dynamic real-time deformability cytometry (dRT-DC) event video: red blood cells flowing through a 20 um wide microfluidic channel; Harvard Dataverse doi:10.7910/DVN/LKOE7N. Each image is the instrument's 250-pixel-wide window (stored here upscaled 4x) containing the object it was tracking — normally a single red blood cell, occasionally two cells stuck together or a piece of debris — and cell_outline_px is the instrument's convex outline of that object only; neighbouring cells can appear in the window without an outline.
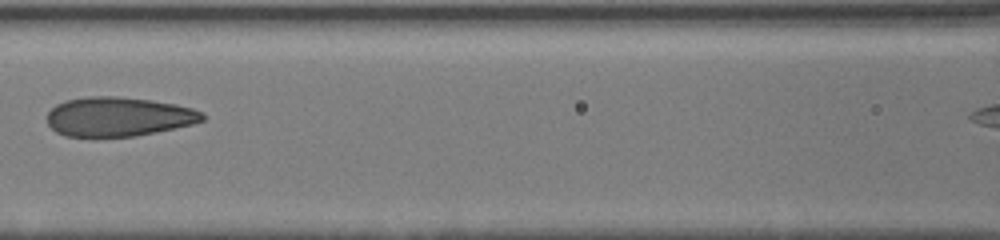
{"species": "human", "species_latin": "Homo sapiens", "temperature_condition": "cold", "stored_images_in_passage": 23, "camera_frame_rate_fps": 3000, "um_per_image_px": 0.085, "donor": {"sex": "male"}, "frame": {"image": 1, "passage_image": 7, "time_ms": 6.333, "image_size_px": [1000, 240], "cell_outline_px": [[204, 120], [192, 124], [176, 128], [136, 136], [92, 140], [64, 136], [56, 132], [48, 124], [48, 112], [56, 104], [64, 100], [88, 96], [116, 96], [152, 100], [176, 104], [192, 108], [204, 112]], "centroid_in_image_um": [10.03, 9.96], "position_along_channel_um": 156.6, "area_um2": 36.7}}
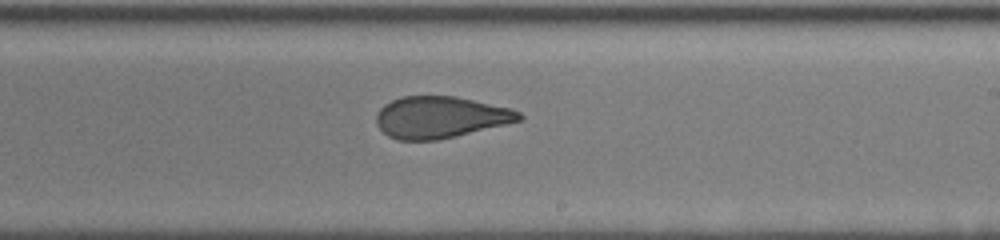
{"frame": {"image": 2, "passage_image": 11, "time_ms": 8.667, "image_size_px": [1000, 240], "cell_outline_px": [[524, 120], [456, 136], [436, 140], [396, 140], [388, 136], [376, 124], [376, 116], [380, 108], [384, 104], [400, 96], [456, 96], [512, 108], [520, 112], [524, 116]], "centroid_in_image_um": [37.45, 9.96], "position_along_channel_um": 251.5, "area_um2": 34.91}}
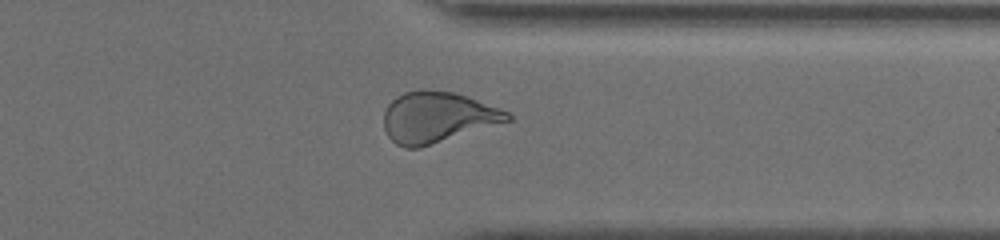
{"frame": {"image": 3, "passage_image": 19, "time_ms": 11.667, "image_size_px": [1000, 240], "cell_outline_px": [[512, 120], [420, 148], [404, 148], [396, 144], [388, 136], [384, 128], [384, 112], [388, 104], [396, 96], [404, 92], [420, 88], [424, 88], [456, 92], [500, 108], [508, 112], [512, 116]], "centroid_in_image_um": [37.16, 9.95], "position_along_channel_um": 374.2, "area_um2": 36.99}}